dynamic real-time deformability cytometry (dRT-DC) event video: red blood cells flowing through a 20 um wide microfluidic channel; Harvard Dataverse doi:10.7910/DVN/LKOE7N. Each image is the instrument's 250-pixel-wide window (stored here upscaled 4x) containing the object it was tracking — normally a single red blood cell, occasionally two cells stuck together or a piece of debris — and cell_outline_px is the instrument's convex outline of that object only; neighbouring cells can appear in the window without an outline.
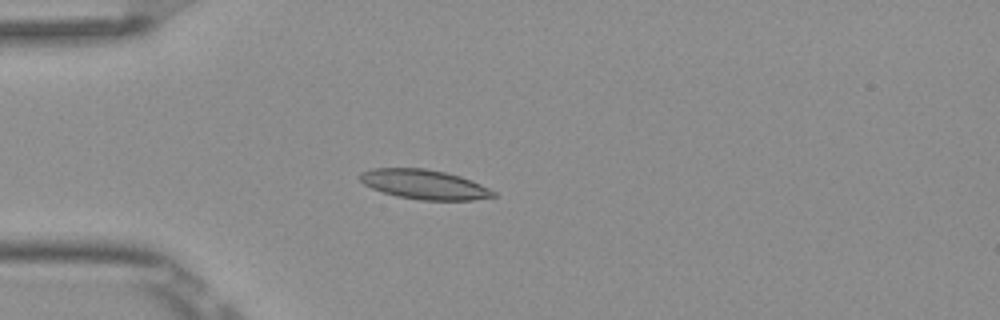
{"species": "Egyptian fruit bat (a non-hibernating species)", "species_latin": "Rousettus aegyptiacus", "temperature_condition": "room temperature", "stored_images_in_passage": 4, "camera_frame_rate_fps": 3000, "um_per_image_px": 0.085, "frame": {"image": 1, "passage_image": 4, "time_ms": 1.0, "image_size_px": [1000, 320], "cell_outline_px": [[496, 196], [472, 200], [420, 200], [396, 196], [372, 188], [364, 184], [360, 180], [360, 172], [372, 168], [424, 168], [444, 172], [460, 176], [480, 184], [496, 192]], "centroid_in_image_um": [36.05, 15.67], "position_along_channel_um": 49.0, "area_um2": 22.83}}